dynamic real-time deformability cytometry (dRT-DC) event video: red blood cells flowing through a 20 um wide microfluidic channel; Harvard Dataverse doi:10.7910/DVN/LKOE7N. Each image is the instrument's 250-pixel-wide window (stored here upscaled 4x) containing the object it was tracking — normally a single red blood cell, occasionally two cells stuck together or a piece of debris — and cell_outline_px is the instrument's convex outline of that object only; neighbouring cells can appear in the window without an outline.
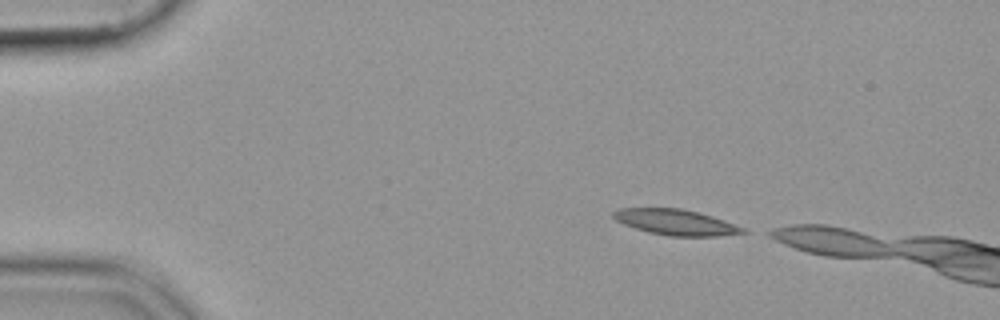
{"species": "common noctule bat (a hibernating species)", "species_latin": "Nyctalus noctula", "temperature_condition": "cold", "stored_images_in_passage": 8, "camera_frame_rate_fps": 3000, "um_per_image_px": 0.085, "animal": {"sex": "female", "body_mass_g": 19.9}, "frame": {"image": 1, "passage_image": 2, "time_ms": 0.333, "image_size_px": [1000, 320], "cell_outline_px": [[748, 232], [720, 236], [668, 236], [648, 232], [624, 224], [616, 220], [612, 216], [612, 212], [620, 208], [680, 208], [712, 216], [724, 220], [744, 228]], "centroid_in_image_um": [57.43, 18.89], "position_along_channel_um": 27.6, "area_um2": 19.25}}